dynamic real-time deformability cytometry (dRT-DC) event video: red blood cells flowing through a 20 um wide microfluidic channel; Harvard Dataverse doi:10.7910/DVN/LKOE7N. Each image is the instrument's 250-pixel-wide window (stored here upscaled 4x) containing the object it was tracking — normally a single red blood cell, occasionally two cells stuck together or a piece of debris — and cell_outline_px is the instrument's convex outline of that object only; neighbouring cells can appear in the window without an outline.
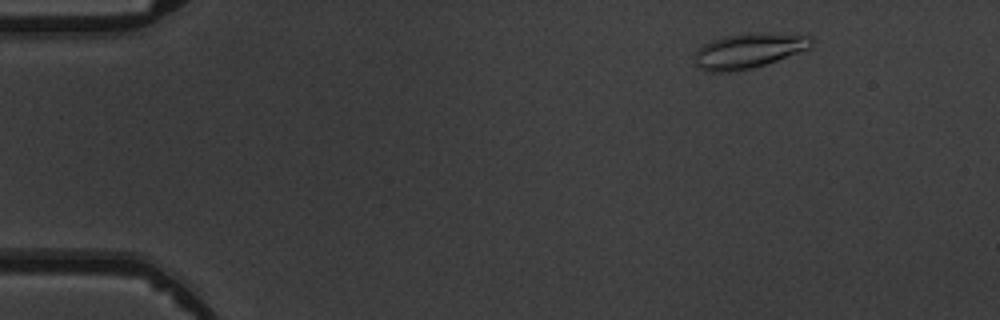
{"species": "common noctule bat (a hibernating species)", "species_latin": "Nyctalus noctula", "temperature_condition": "warm", "stored_images_in_passage": 4, "camera_frame_rate_fps": 3000, "um_per_image_px": 0.085, "animal": {"sex": "male", "body_mass_g": 19.5, "forearm_length_mm": 54.6}, "frame": {"image": 1, "passage_image": 2, "time_ms": 1.0, "image_size_px": [1000, 320], "cell_outline_px": [[816, 40], [812, 48], [752, 68], [728, 72], [708, 72], [700, 68], [692, 60], [696, 52], [704, 44], [712, 40], [728, 36], [752, 32], [812, 36]], "centroid_in_image_um": [63.66, 4.31], "position_along_channel_um": 21.3, "area_um2": 23.76}}